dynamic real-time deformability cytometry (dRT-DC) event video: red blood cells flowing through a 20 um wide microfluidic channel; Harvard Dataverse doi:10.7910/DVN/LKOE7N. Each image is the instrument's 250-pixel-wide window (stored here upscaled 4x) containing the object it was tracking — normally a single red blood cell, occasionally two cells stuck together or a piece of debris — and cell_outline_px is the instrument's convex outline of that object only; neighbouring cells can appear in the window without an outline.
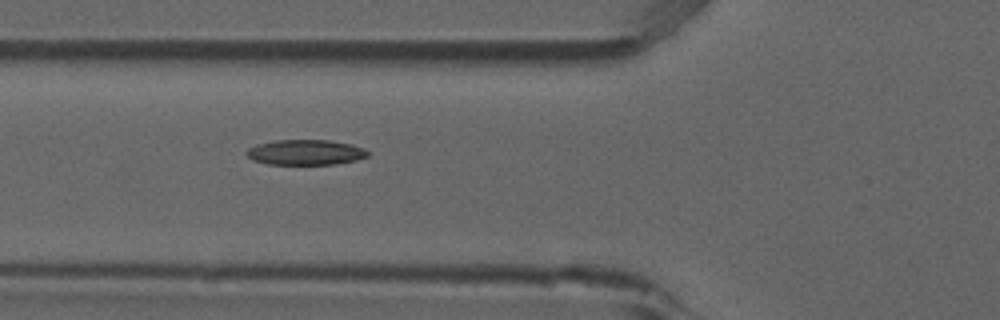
{"species": "common noctule bat (a hibernating species)", "species_latin": "Nyctalus noctula", "temperature_condition": "room temperature", "stored_images_in_passage": 2, "camera_frame_rate_fps": 3000, "um_per_image_px": 0.085, "animal": {"sex": "male", "forearm_length_mm": 52.5}, "frame": {"image": 1, "passage_image": 2, "time_ms": 0.333, "image_size_px": [1000, 320], "cell_outline_px": [[368, 156], [356, 160], [332, 164], [268, 164], [252, 160], [244, 152], [248, 148], [256, 144], [276, 140], [332, 140], [352, 144], [364, 148], [368, 152]], "centroid_in_image_um": [25.95, 12.94], "position_along_channel_um": 99.9, "area_um2": 17.92}}